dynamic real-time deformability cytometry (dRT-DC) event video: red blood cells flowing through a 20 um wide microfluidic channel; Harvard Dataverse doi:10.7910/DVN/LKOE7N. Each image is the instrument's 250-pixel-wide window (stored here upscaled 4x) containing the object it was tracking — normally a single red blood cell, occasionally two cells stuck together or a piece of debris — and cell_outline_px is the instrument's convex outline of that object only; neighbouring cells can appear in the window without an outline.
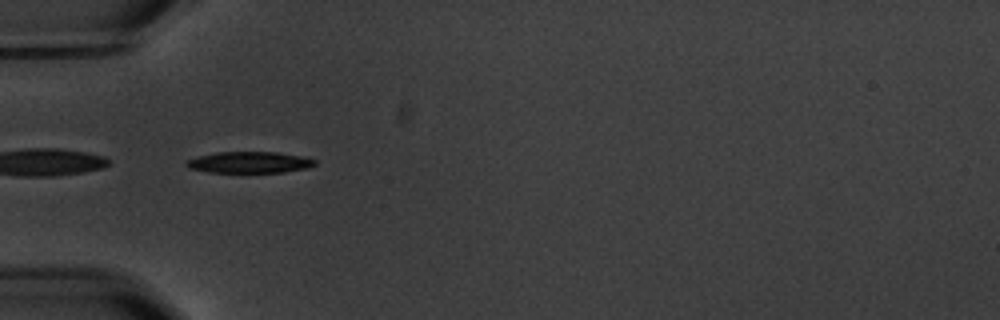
{"species": "common noctule bat (a hibernating species)", "species_latin": "Nyctalus noctula", "temperature_condition": "warm", "stored_images_in_passage": 2, "camera_frame_rate_fps": 3000, "um_per_image_px": 0.085, "animal": {"sex": "male", "body_mass_g": 20.1, "forearm_length_mm": 53.5}, "frame": {"image": 1, "passage_image": 1, "time_ms": 0.0, "image_size_px": [1000, 320], "cell_outline_px": [[316, 164], [308, 168], [284, 172], [208, 172], [188, 168], [184, 164], [188, 160], [200, 156], [216, 152], [276, 152], [300, 156], [316, 160]], "centroid_in_image_um": [21.2, 13.8], "position_along_channel_um": 63.8, "area_um2": 15.84}}